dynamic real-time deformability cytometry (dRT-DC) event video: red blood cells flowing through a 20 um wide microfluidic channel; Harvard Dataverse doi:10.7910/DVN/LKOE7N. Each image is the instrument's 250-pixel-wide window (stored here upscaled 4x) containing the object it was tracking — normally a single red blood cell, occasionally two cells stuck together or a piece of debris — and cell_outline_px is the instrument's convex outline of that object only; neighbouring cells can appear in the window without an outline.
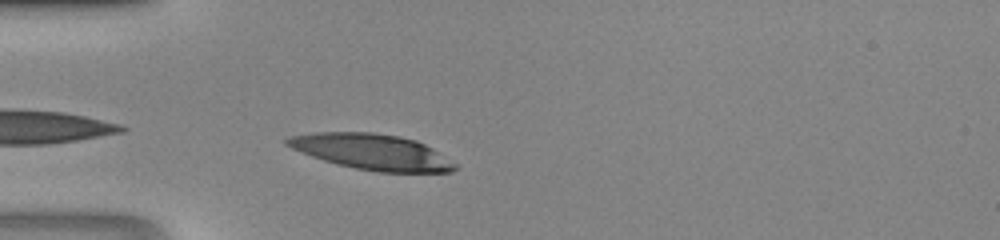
{"species": "human", "species_latin": "Homo sapiens", "temperature_condition": "room temperature", "stored_images_in_passage": 26, "camera_frame_rate_fps": 3000, "um_per_image_px": 0.085, "donor": {"sex": "male"}, "frame": {"image": 1, "passage_image": 1, "time_ms": 0.0, "image_size_px": [1000, 240], "cell_outline_px": [[460, 168], [452, 172], [376, 172], [336, 164], [312, 156], [292, 148], [284, 144], [284, 140], [288, 136], [312, 132], [372, 132], [400, 136], [416, 140], [432, 148], [456, 164]], "centroid_in_image_um": [31.61, 12.9], "position_along_channel_um": 53.4, "area_um2": 34.97}}
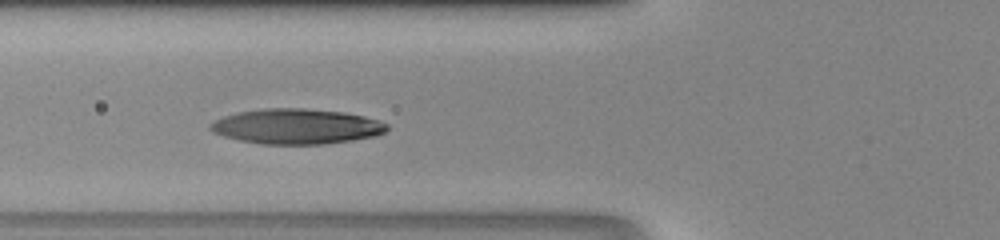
{"frame": {"image": 2, "passage_image": 5, "time_ms": 1.333, "image_size_px": [1000, 240], "cell_outline_px": [[388, 128], [384, 132], [376, 136], [352, 140], [324, 144], [260, 144], [240, 140], [224, 136], [212, 132], [208, 128], [208, 124], [224, 116], [236, 112], [264, 108], [304, 108], [344, 112], [364, 116], [380, 120], [388, 124]], "centroid_in_image_um": [25.2, 10.74], "position_along_channel_um": 100.6, "area_um2": 36.41}}